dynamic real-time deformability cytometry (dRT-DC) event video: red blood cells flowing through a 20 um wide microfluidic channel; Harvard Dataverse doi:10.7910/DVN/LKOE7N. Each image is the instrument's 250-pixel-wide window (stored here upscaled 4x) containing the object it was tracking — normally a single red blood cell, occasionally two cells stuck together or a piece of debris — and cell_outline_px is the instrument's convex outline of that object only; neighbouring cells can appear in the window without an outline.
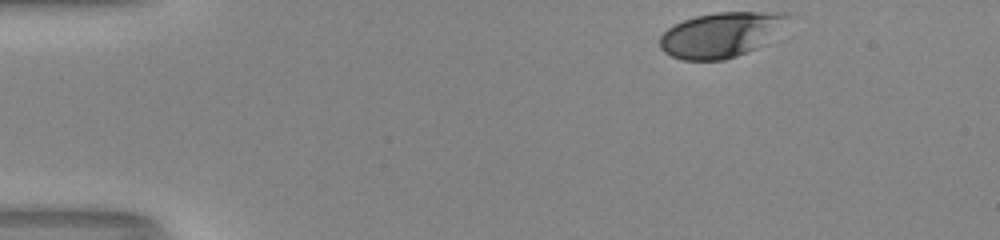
{"species": "human", "species_latin": "Homo sapiens", "temperature_condition": "room temperature", "stored_images_in_passage": 37, "camera_frame_rate_fps": 3000, "um_per_image_px": 0.085, "donor": {"sex": "male"}, "frame": {"image": 1, "passage_image": 1, "time_ms": 0.0, "image_size_px": [1000, 240], "cell_outline_px": [[796, 16], [768, 44], [736, 56], [724, 60], [684, 60], [672, 56], [664, 52], [660, 48], [660, 36], [668, 28], [684, 20], [696, 16], [716, 12], [780, 12]], "centroid_in_image_um": [61.4, 2.94], "position_along_channel_um": 23.6, "area_um2": 34.22}}
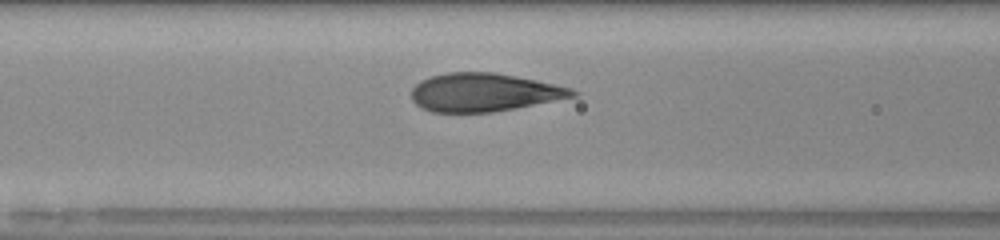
{"frame": {"image": 2, "passage_image": 16, "time_ms": 5.0, "image_size_px": [1000, 240], "cell_outline_px": [[580, 96], [516, 108], [492, 112], [432, 112], [420, 108], [412, 100], [412, 88], [420, 80], [444, 72], [492, 72], [516, 76], [536, 80], [572, 88], [580, 92]], "centroid_in_image_um": [41.17, 7.85], "position_along_channel_um": 125.4, "area_um2": 36.18}}
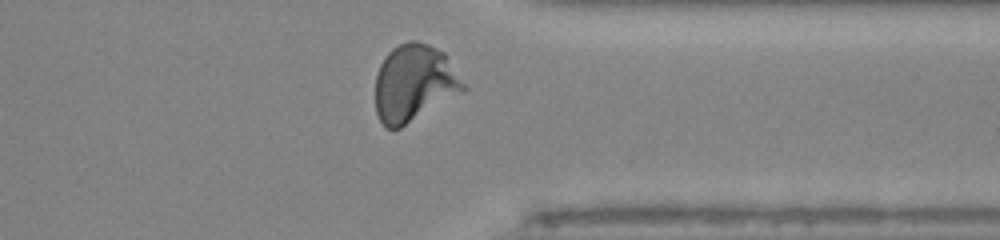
{"frame": {"image": 3, "passage_image": 35, "time_ms": 11.333, "image_size_px": [1000, 240], "cell_outline_px": [[468, 88], [400, 128], [388, 128], [380, 120], [376, 112], [376, 76], [380, 64], [384, 56], [392, 48], [408, 40], [416, 40], [428, 44], [444, 52]], "centroid_in_image_um": [35.19, 7.03], "position_along_channel_um": 376.2, "area_um2": 39.19}, "authors_computed_cell_mechanics": {"area_um2": 36.703, "velocity_mm_per_s": 4.0237, "shape_relaxation_time_tau1_ms": 4.6098, "shape_relaxation_time_tau2_ms": null, "deformation_change_tau1": 0.2135, "deformation_change_tau2": null}}